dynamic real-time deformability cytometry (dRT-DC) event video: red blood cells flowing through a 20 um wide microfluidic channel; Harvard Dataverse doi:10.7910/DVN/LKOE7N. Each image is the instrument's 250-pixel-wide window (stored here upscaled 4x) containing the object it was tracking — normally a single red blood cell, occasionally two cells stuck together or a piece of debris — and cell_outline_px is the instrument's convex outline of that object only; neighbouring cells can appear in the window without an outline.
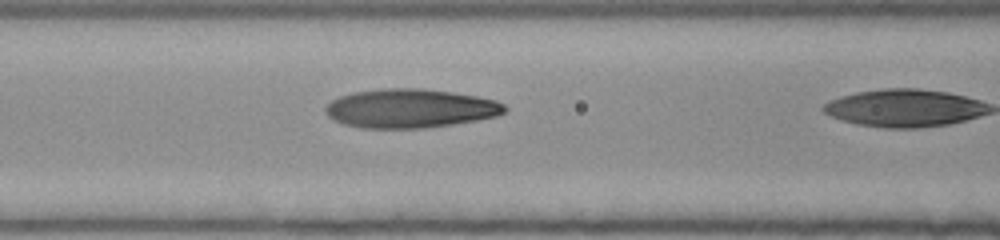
{"species": "human", "species_latin": "Homo sapiens", "temperature_condition": "room temperature", "stored_images_in_passage": 20, "camera_frame_rate_fps": 3000, "um_per_image_px": 0.085, "donor": {"sex": "female"}, "frame": {"image": 1, "passage_image": 19, "time_ms": 6.0, "image_size_px": [1000, 240], "cell_outline_px": [[508, 108], [504, 112], [496, 116], [476, 120], [452, 124], [424, 128], [364, 128], [344, 124], [332, 120], [324, 112], [324, 108], [332, 100], [340, 96], [352, 92], [384, 88], [420, 88], [452, 92], [476, 96], [496, 100], [504, 104]], "centroid_in_image_um": [34.84, 9.21], "position_along_channel_um": 131.8, "area_um2": 40.69}}